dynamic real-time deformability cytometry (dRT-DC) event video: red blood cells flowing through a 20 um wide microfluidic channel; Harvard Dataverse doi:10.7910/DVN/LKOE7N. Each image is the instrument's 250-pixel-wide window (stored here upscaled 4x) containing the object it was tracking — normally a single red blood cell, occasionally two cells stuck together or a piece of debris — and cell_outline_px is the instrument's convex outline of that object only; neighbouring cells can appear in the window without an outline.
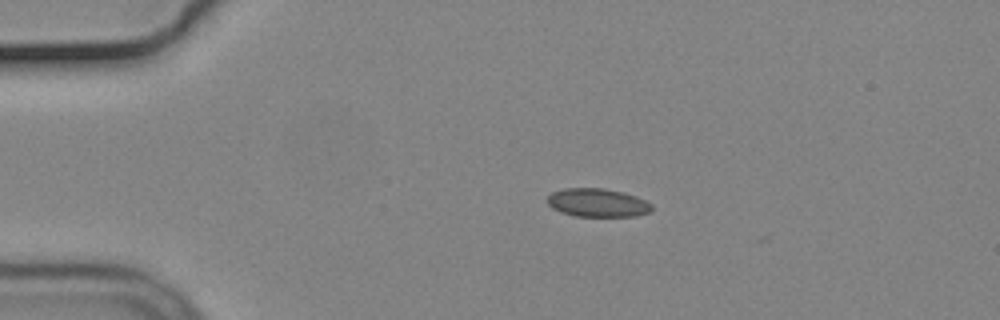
{"species": "common noctule bat (a hibernating species)", "species_latin": "Nyctalus noctula", "temperature_condition": "cold", "stored_images_in_passage": 45, "camera_frame_rate_fps": 3000, "um_per_image_px": 0.085, "animal": {"sex": "male", "body_mass_g": 19.2, "forearm_length_mm": 51.8}, "frame": {"image": 1, "passage_image": 1, "time_ms": 0.0, "image_size_px": [1000, 320], "cell_outline_px": [[652, 212], [636, 216], [576, 216], [560, 212], [552, 208], [548, 204], [548, 196], [552, 192], [564, 188], [604, 188], [624, 192], [636, 196], [652, 204]], "centroid_in_image_um": [50.81, 17.23], "position_along_channel_um": 34.2, "area_um2": 17.4}}
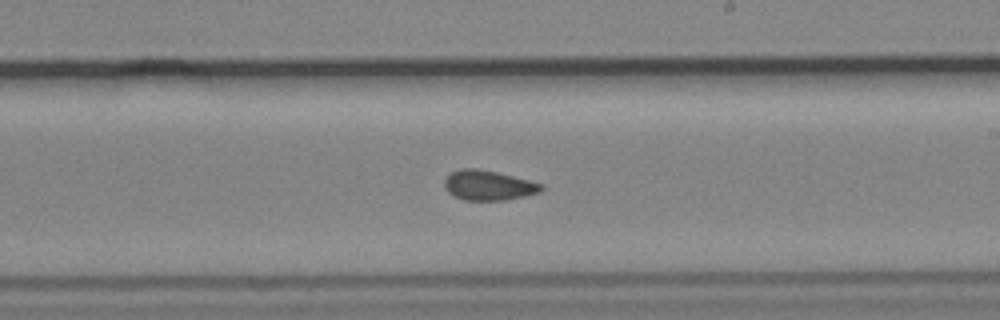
{"frame": {"image": 2, "passage_image": 22, "time_ms": 7.0, "image_size_px": [1000, 320], "cell_outline_px": [[544, 188], [540, 192], [524, 196], [504, 200], [464, 200], [448, 192], [444, 188], [444, 180], [452, 172], [460, 168], [476, 168], [496, 172], [544, 184]], "centroid_in_image_um": [41.51, 15.75], "position_along_channel_um": 247.5, "area_um2": 16.76}}
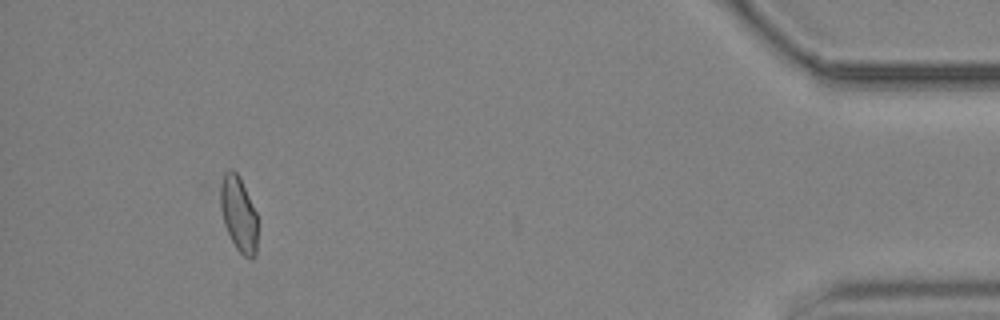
{"frame": {"image": 3, "passage_image": 41, "time_ms": 13.333, "image_size_px": [1000, 320], "cell_outline_px": [[256, 256], [252, 260], [248, 260], [236, 248], [224, 224], [216, 184], [224, 172], [228, 168], [232, 168], [236, 172], [256, 212]], "centroid_in_image_um": [20.22, 18.13], "position_along_channel_um": 415.0, "area_um2": 16.53}, "authors_computed_cell_mechanics": {"area_um2": 16.8776, "velocity_mm_per_s": 3.6908, "shape_relaxation_time_tau1_ms": null, "shape_relaxation_time_tau2_ms": 2.882, "deformation_change_tau1": null, "deformation_change_tau2": 0.0735}}